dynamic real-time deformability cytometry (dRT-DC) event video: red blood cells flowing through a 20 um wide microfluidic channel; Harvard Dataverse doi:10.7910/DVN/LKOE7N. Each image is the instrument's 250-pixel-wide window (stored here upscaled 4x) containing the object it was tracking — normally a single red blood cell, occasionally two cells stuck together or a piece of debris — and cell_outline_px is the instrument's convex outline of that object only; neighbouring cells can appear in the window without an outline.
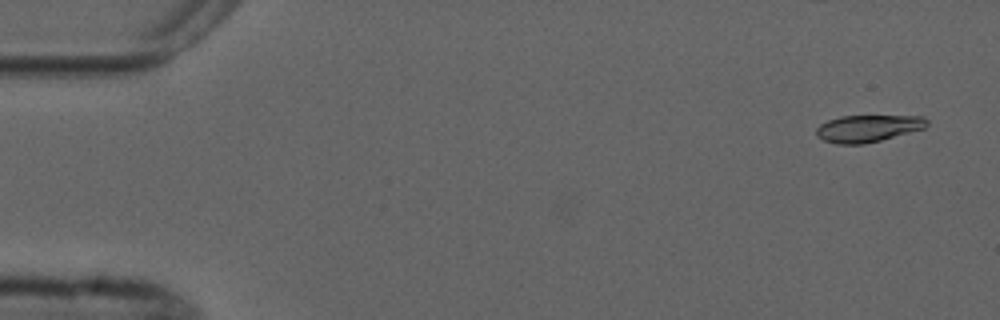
{"species": "common noctule bat (a hibernating species)", "species_latin": "Nyctalus noctula", "temperature_condition": "cold", "stored_images_in_passage": 8, "camera_frame_rate_fps": 3000, "um_per_image_px": 0.085, "animal": {"sex": "male", "forearm_length_mm": 52.5}, "frame": {"image": 1, "passage_image": 1, "time_ms": 0.0, "image_size_px": [1000, 320], "cell_outline_px": [[928, 124], [924, 128], [880, 140], [864, 144], [836, 144], [824, 140], [816, 136], [816, 128], [820, 124], [828, 120], [840, 116], [924, 116], [928, 120]], "centroid_in_image_um": [73.75, 10.91], "position_along_channel_um": 11.3, "area_um2": 17.34}}
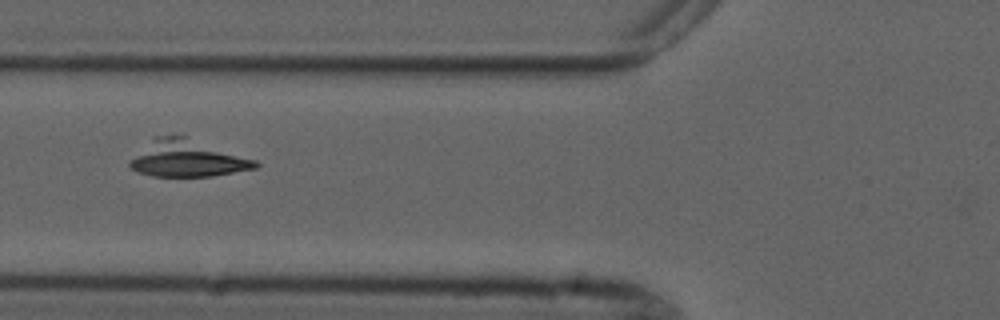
{"frame": {"image": 2, "passage_image": 6, "time_ms": 6.0, "image_size_px": [1000, 320], "cell_outline_px": [[260, 164], [256, 168], [212, 176], [152, 176], [140, 172], [132, 168], [128, 164], [152, 136], [184, 136], [256, 160]], "centroid_in_image_um": [15.92, 13.47], "position_along_channel_um": 109.9, "area_um2": 26.36}}
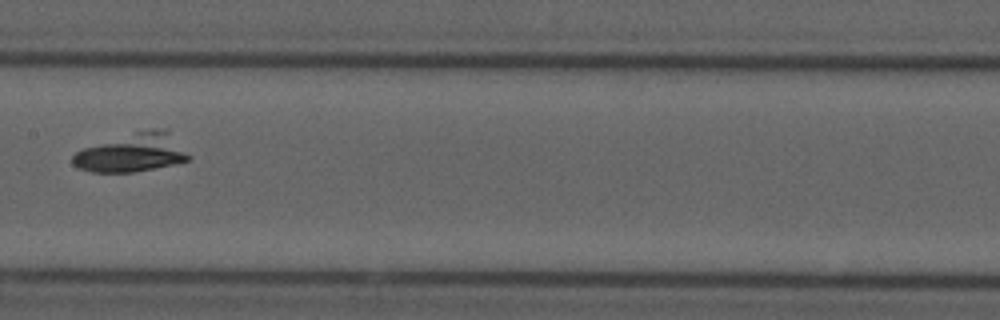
{"frame": {"image": 3, "passage_image": 8, "time_ms": 8.333, "image_size_px": [1000, 320], "cell_outline_px": [[192, 156], [188, 160], [172, 164], [132, 172], [92, 172], [76, 168], [72, 164], [72, 156], [76, 152], [84, 148], [136, 132], [164, 128], [168, 128]], "centroid_in_image_um": [11.27, 12.99], "position_along_channel_um": 196.1, "area_um2": 25.66}}